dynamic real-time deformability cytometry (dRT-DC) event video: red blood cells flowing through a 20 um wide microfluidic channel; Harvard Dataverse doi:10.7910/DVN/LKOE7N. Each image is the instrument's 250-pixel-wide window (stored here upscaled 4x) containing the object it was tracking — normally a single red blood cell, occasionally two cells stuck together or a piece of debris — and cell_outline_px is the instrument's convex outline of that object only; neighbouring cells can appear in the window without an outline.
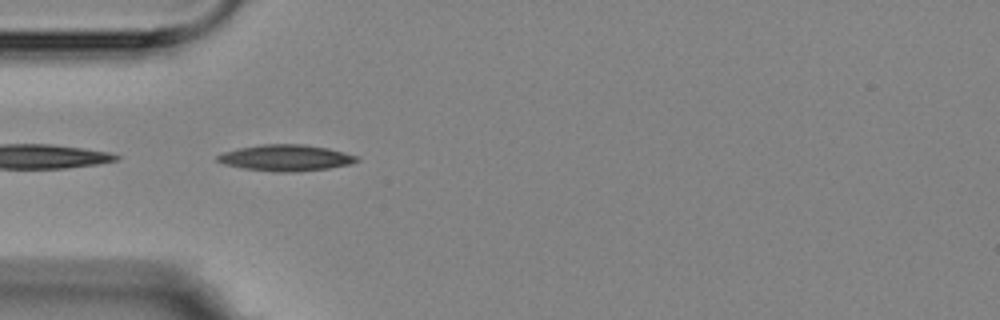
{"species": "Egyptian fruit bat (a non-hibernating species)", "species_latin": "Rousettus aegyptiacus", "temperature_condition": "room temperature", "stored_images_in_passage": 14, "camera_frame_rate_fps": 3000, "um_per_image_px": 0.085, "animal": {"sex": "female"}, "frame": {"image": 1, "passage_image": 4, "time_ms": 3.333, "image_size_px": [1000, 320], "cell_outline_px": [[360, 160], [348, 164], [328, 168], [292, 172], [272, 172], [244, 168], [224, 164], [216, 160], [216, 156], [224, 152], [240, 148], [260, 144], [304, 144], [328, 148], [344, 152], [356, 156]], "centroid_in_image_um": [24.27, 13.41], "position_along_channel_um": 60.7, "area_um2": 21.15}}
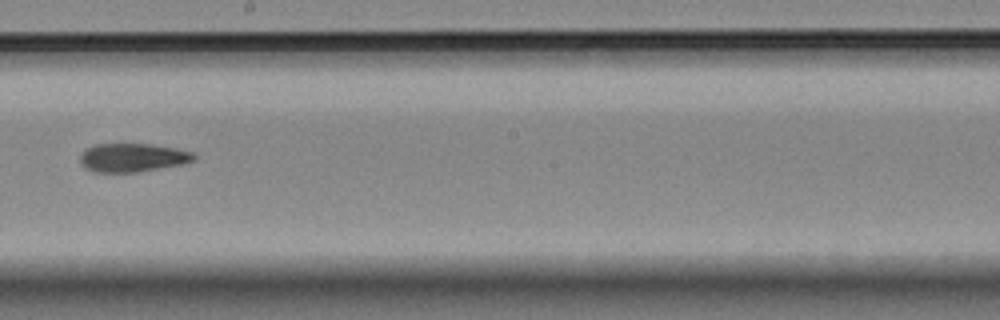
{"frame": {"image": 2, "passage_image": 8, "time_ms": 8.333, "image_size_px": [1000, 320], "cell_outline_px": [[196, 160], [180, 164], [136, 172], [96, 172], [80, 164], [80, 156], [84, 148], [96, 144], [148, 144], [172, 148], [192, 152], [196, 156]], "centroid_in_image_um": [11.22, 13.39], "position_along_channel_um": 237.0, "area_um2": 18.67}}
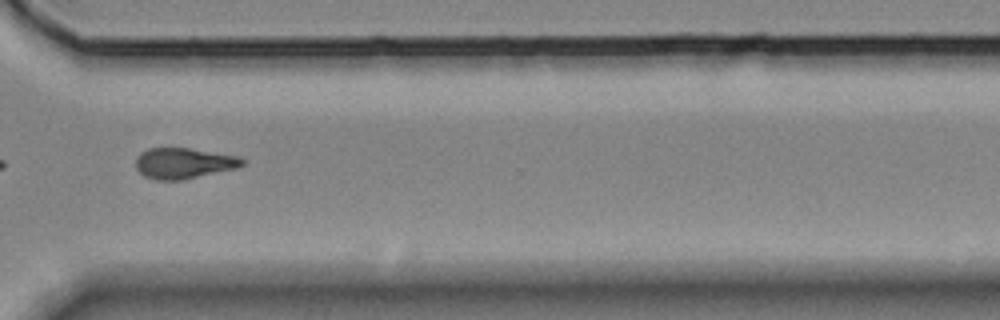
{"frame": {"image": 3, "passage_image": 11, "time_ms": 11.667, "image_size_px": [1000, 320], "cell_outline_px": [[244, 164], [236, 168], [180, 180], [156, 180], [144, 176], [136, 168], [136, 156], [140, 152], [148, 148], [188, 148], [240, 156], [244, 160]], "centroid_in_image_um": [15.59, 13.86], "position_along_channel_um": 355.0, "area_um2": 19.02}, "authors_computed_cell_mechanics": {"area_um2": 19.3052, "velocity_mm_per_s": 3.5502, "shape_relaxation_time_tau1_ms": 4.615, "shape_relaxation_time_tau2_ms": 4.3759, "deformation_change_tau1": 0.139, "deformation_change_tau2": 0.1349}}